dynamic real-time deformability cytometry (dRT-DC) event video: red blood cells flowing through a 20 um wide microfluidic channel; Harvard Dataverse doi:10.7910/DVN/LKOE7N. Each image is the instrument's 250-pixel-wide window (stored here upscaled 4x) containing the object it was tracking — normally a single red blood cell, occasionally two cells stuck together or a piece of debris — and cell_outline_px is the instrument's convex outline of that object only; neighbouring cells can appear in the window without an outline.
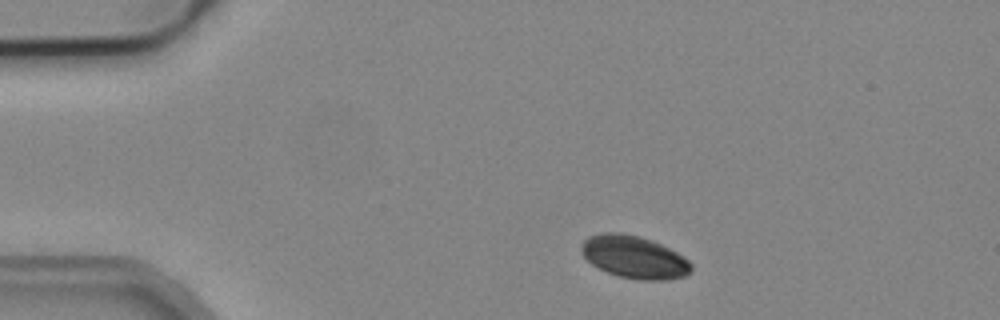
{"species": "common noctule bat (a hibernating species)", "species_latin": "Nyctalus noctula", "temperature_condition": "cold", "stored_images_in_passage": 2, "camera_frame_rate_fps": 3000, "um_per_image_px": 0.085, "animal": {"sex": "male", "body_mass_g": 19.2, "forearm_length_mm": 51.8}, "frame": {"image": 1, "passage_image": 1, "time_ms": 0.0, "image_size_px": [1000, 320], "cell_outline_px": [[692, 272], [684, 276], [668, 280], [640, 280], [620, 276], [608, 272], [592, 264], [580, 252], [580, 248], [584, 240], [588, 236], [604, 232], [620, 232], [640, 236], [652, 240], [684, 256], [692, 264]], "centroid_in_image_um": [53.92, 21.84], "position_along_channel_um": 31.1, "area_um2": 27.28}}